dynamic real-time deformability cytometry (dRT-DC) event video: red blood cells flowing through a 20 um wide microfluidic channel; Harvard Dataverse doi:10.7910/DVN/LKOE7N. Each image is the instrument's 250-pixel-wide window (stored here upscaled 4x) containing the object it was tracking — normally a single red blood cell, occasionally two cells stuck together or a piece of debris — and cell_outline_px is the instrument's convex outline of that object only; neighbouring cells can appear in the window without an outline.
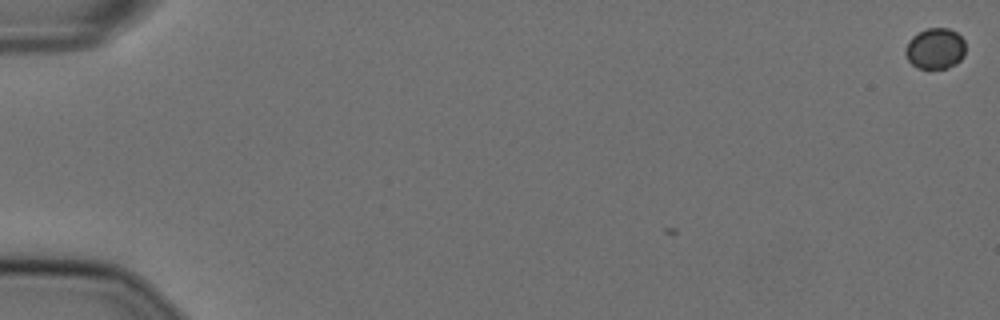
{"species": "Egyptian fruit bat (a non-hibernating species)", "species_latin": "Rousettus aegyptiacus", "temperature_condition": "cold", "stored_images_in_passage": 6, "camera_frame_rate_fps": 3000, "um_per_image_px": 0.085, "animal": {"sex": "female"}, "frame": {"image": 1, "passage_image": 6, "time_ms": 1.667, "image_size_px": [1000, 320], "cell_outline_px": [[964, 56], [956, 64], [948, 68], [916, 68], [908, 60], [904, 52], [904, 48], [908, 40], [912, 36], [928, 28], [948, 28], [956, 32], [964, 40]], "centroid_in_image_um": [79.47, 4.13], "position_along_channel_um": 5.5, "area_um2": 14.39}}